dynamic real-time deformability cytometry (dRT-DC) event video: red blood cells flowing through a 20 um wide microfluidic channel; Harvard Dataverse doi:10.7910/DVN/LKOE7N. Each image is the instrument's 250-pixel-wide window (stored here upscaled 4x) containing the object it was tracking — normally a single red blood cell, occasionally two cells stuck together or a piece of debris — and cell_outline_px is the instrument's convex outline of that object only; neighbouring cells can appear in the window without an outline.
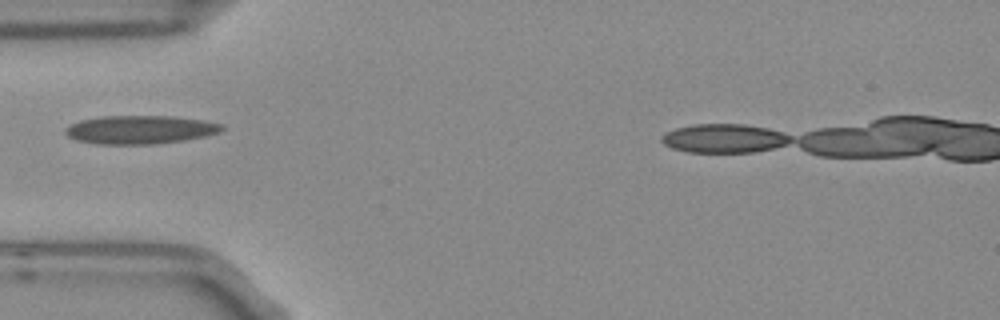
{"species": "Egyptian fruit bat (a non-hibernating species)", "species_latin": "Rousettus aegyptiacus", "temperature_condition": "room temperature", "stored_images_in_passage": 2, "camera_frame_rate_fps": 3000, "um_per_image_px": 0.085, "frame": {"image": 1, "passage_image": 1, "time_ms": 0.0, "image_size_px": [1000, 320], "cell_outline_px": [[224, 128], [220, 132], [204, 136], [184, 140], [148, 144], [100, 144], [80, 140], [68, 136], [64, 132], [64, 128], [80, 120], [100, 116], [172, 116], [208, 120], [224, 124]], "centroid_in_image_um": [11.95, 11.0], "position_along_channel_um": 73.0, "area_um2": 25.89}}
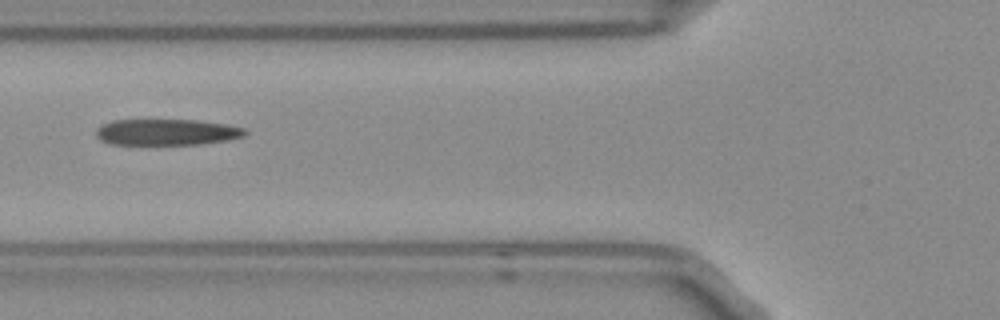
{"frame": {"image": 2, "passage_image": 2, "time_ms": 0.333, "image_size_px": [1000, 320], "cell_outline_px": [[248, 132], [244, 136], [228, 140], [200, 144], [108, 144], [100, 140], [96, 136], [96, 128], [100, 124], [112, 120], [200, 120], [228, 124], [244, 128]], "centroid_in_image_um": [14.16, 11.22], "position_along_channel_um": 111.6, "area_um2": 22.95}}